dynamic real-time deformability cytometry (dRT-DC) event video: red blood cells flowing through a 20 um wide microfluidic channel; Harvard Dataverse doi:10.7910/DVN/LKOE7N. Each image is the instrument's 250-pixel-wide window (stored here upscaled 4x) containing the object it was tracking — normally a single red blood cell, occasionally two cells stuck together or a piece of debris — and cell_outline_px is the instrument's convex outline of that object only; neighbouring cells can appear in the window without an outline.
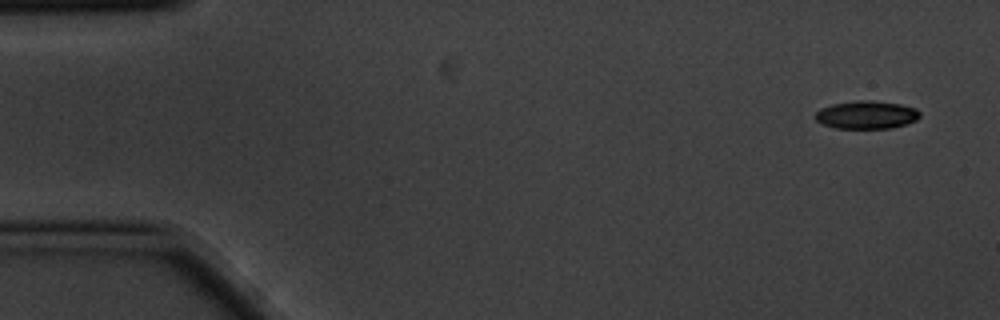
{"species": "common noctule bat (a hibernating species)", "species_latin": "Nyctalus noctula", "temperature_condition": "cold", "stored_images_in_passage": 4, "camera_frame_rate_fps": 3000, "um_per_image_px": 0.085, "animal": {"sex": "male", "body_mass_g": 20.1, "forearm_length_mm": 53.5}, "frame": {"image": 1, "passage_image": 1, "time_ms": 0.0, "image_size_px": [1000, 320], "cell_outline_px": [[920, 116], [916, 120], [892, 128], [836, 128], [824, 124], [816, 120], [816, 112], [820, 108], [832, 104], [856, 100], [868, 100], [900, 104], [916, 108], [920, 112]], "centroid_in_image_um": [73.66, 9.75], "position_along_channel_um": 11.3, "area_um2": 16.94}}
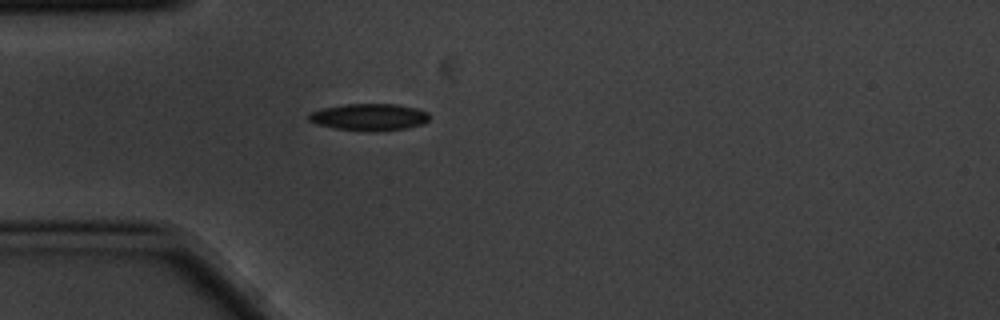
{"frame": {"image": 2, "passage_image": 4, "time_ms": 1.0, "image_size_px": [1000, 320], "cell_outline_px": [[428, 120], [424, 124], [404, 128], [376, 132], [368, 132], [336, 128], [316, 124], [308, 120], [308, 116], [312, 112], [320, 108], [344, 104], [396, 104], [416, 108], [428, 112]], "centroid_in_image_um": [31.37, 9.95], "position_along_channel_um": 53.6, "area_um2": 19.02}}